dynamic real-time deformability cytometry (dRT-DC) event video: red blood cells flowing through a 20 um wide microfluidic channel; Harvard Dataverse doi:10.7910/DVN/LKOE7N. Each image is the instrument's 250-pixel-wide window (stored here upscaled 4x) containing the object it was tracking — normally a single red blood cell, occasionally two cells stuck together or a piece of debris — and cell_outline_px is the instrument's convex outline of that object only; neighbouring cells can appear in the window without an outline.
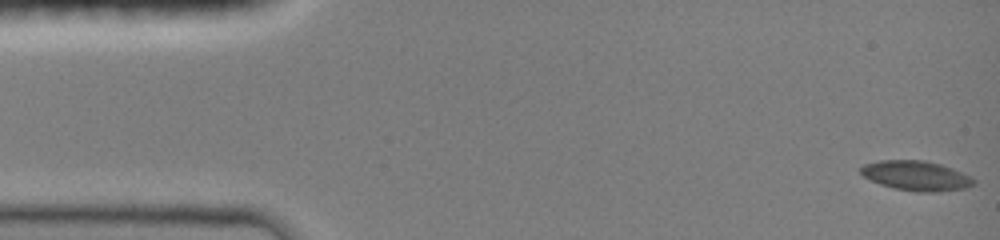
{"species": "common noctule bat (a hibernating species)", "species_latin": "Nyctalus noctula", "temperature_condition": "room temperature", "stored_images_in_passage": 50, "camera_frame_rate_fps": 3000, "um_per_image_px": 0.085, "animal": {"sex": "female", "body_mass_g": 19.0, "forearm_length_mm": 51.5}, "frame": {"image": 1, "passage_image": 1, "time_ms": 0.0, "image_size_px": [1000, 240], "cell_outline_px": [[972, 184], [964, 188], [932, 192], [920, 192], [896, 188], [880, 184], [864, 176], [860, 172], [860, 168], [864, 164], [880, 160], [924, 160], [940, 164], [960, 172], [968, 176], [972, 180]], "centroid_in_image_um": [77.8, 14.92], "position_along_channel_um": 7.2, "area_um2": 19.02}}
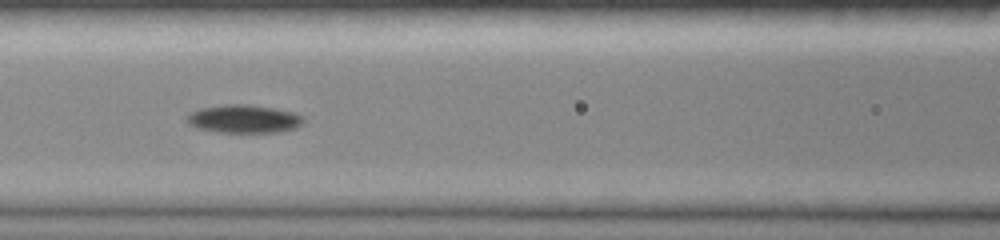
{"frame": {"image": 2, "passage_image": 22, "time_ms": 6.333, "image_size_px": [1000, 240], "cell_outline_px": [[304, 120], [296, 128], [276, 132], [220, 132], [200, 128], [188, 124], [188, 116], [192, 112], [200, 108], [228, 104], [248, 104], [272, 108], [292, 112], [304, 116]], "centroid_in_image_um": [20.75, 10.1], "position_along_channel_um": 145.8, "area_um2": 18.79}}
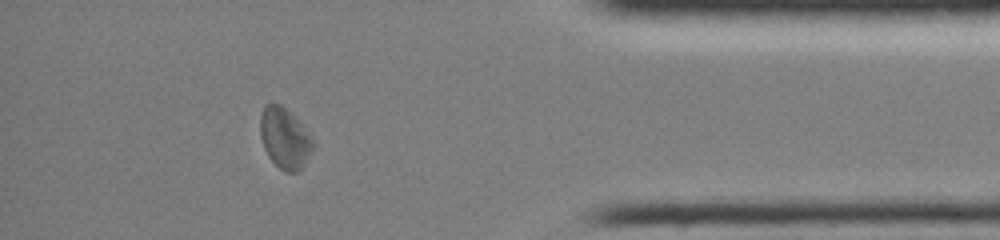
{"frame": {"image": 3, "passage_image": 43, "time_ms": 13.333, "image_size_px": [1000, 240], "cell_outline_px": [[316, 144], [300, 172], [284, 172], [268, 156], [264, 148], [260, 136], [260, 116], [264, 104], [280, 104], [292, 112], [312, 136]], "centroid_in_image_um": [24.23, 11.74], "position_along_channel_um": 411.0, "area_um2": 19.07}, "authors_computed_cell_mechanics": {"area_um2": 18.207, "velocity_mm_per_s": 4.1002, "shape_relaxation_time_tau1_ms": 1.8299, "shape_relaxation_time_tau2_ms": null, "deformation_change_tau1": 0.0685, "deformation_change_tau2": null}}